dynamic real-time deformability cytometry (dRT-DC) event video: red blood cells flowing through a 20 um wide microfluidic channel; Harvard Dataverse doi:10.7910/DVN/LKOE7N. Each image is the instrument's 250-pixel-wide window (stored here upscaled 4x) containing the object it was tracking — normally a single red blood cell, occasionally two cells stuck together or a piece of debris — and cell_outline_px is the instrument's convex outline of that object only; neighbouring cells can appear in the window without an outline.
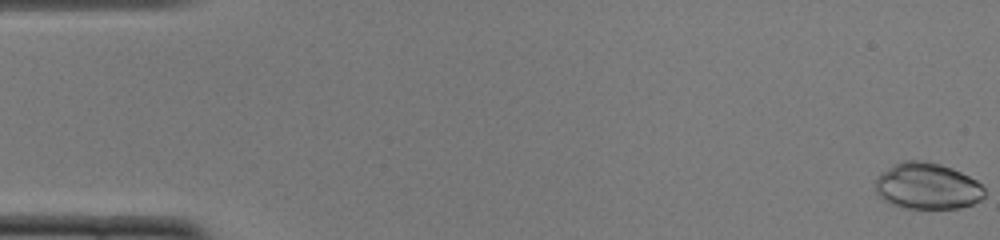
{"species": "common noctule bat (a hibernating species)", "species_latin": "Nyctalus noctula", "temperature_condition": "cold", "stored_images_in_passage": 52, "camera_frame_rate_fps": 3000, "um_per_image_px": 0.085, "animal": {"sex": "female", "body_mass_g": 22.0, "forearm_length_mm": 56.7}, "frame": {"image": 1, "passage_image": 1, "time_ms": 0.0, "image_size_px": [1000, 240], "cell_outline_px": [[984, 196], [980, 200], [972, 204], [960, 208], [904, 208], [892, 204], [884, 200], [876, 192], [876, 180], [880, 172], [904, 160], [920, 160], [940, 164], [952, 168], [976, 180], [984, 188]], "centroid_in_image_um": [78.82, 15.82], "position_along_channel_um": 6.2, "area_um2": 29.3}}
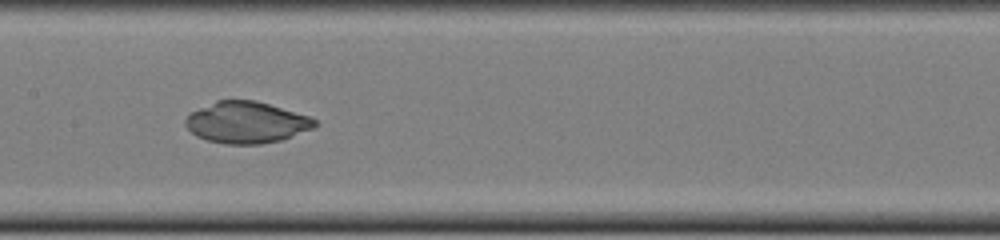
{"frame": {"image": 2, "passage_image": 26, "time_ms": 8.333, "image_size_px": [1000, 240], "cell_outline_px": [[320, 124], [312, 128], [280, 140], [260, 144], [224, 144], [204, 140], [196, 136], [184, 124], [184, 120], [192, 112], [216, 100], [256, 100], [308, 116], [316, 120]], "centroid_in_image_um": [20.92, 10.41], "position_along_channel_um": 186.5, "area_um2": 31.1}}
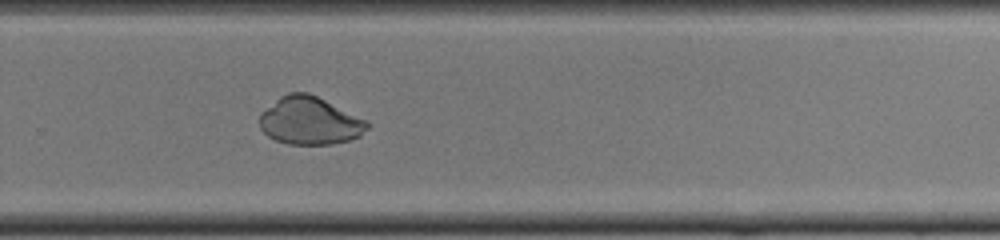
{"frame": {"image": 3, "passage_image": 35, "time_ms": 11.333, "image_size_px": [1000, 240], "cell_outline_px": [[368, 128], [360, 136], [348, 140], [332, 144], [288, 144], [276, 140], [268, 136], [260, 128], [260, 112], [280, 96], [288, 92], [308, 92], [368, 120]], "centroid_in_image_um": [26.32, 10.26], "position_along_channel_um": 303.5, "area_um2": 30.0}}